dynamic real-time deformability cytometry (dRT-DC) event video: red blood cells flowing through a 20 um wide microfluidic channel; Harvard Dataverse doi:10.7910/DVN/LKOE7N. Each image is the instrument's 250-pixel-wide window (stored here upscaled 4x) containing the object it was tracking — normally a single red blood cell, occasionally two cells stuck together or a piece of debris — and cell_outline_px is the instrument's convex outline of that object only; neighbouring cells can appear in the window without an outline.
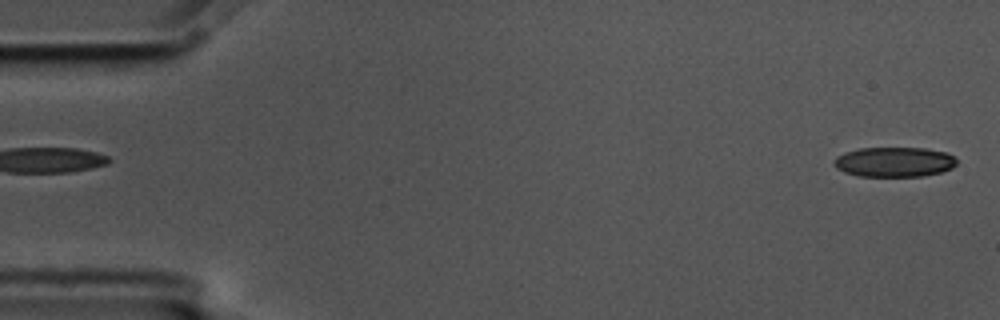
{"species": "common noctule bat (a hibernating species)", "species_latin": "Nyctalus noctula", "temperature_condition": "cold", "stored_images_in_passage": 4, "segment_of_instrument_passage": [2, 2], "camera_frame_rate_fps": 3000, "um_per_image_px": 0.085, "animal": {"sex": "male", "body_mass_g": 17.5, "forearm_length_mm": 52.3}, "frame": {"image": 1, "passage_image": 4, "time_ms": 1.0, "image_size_px": [1000, 320], "cell_outline_px": [[956, 164], [952, 168], [940, 172], [924, 176], [860, 176], [844, 172], [836, 168], [832, 160], [836, 156], [844, 152], [860, 148], [924, 148], [948, 152], [956, 160]], "centroid_in_image_um": [75.99, 13.76], "position_along_channel_um": 9.0, "area_um2": 21.44}}